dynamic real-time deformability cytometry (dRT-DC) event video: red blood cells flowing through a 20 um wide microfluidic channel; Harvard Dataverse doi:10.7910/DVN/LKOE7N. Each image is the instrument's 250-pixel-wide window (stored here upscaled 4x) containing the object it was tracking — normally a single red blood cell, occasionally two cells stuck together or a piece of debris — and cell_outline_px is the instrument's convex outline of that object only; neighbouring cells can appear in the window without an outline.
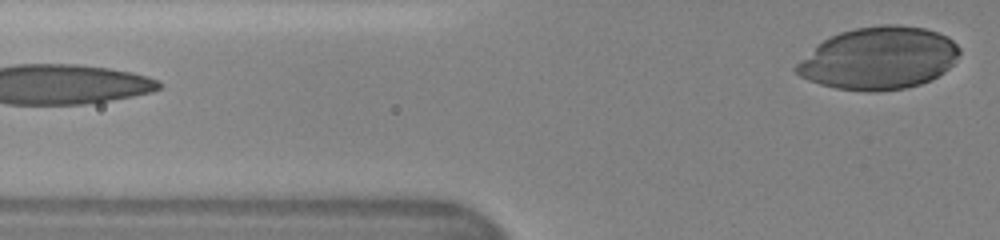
{"species": "human", "species_latin": "Homo sapiens", "temperature_condition": "cold", "stored_images_in_passage": 13, "segment_of_instrument_passage": [2, 2], "camera_frame_rate_fps": 3000, "um_per_image_px": 0.085, "donor": {"sex": "female"}, "frame": {"image": 1, "passage_image": 13, "time_ms": 6.333, "image_size_px": [1000, 240], "cell_outline_px": [[960, 52], [952, 64], [944, 72], [932, 80], [920, 84], [904, 88], [876, 92], [872, 92], [836, 88], [820, 84], [808, 80], [800, 76], [792, 68], [796, 64], [824, 40], [840, 32], [856, 28], [880, 24], [896, 24], [924, 28], [940, 32], [948, 36], [960, 48]], "centroid_in_image_um": [74.73, 4.95], "position_along_channel_um": 51.1, "area_um2": 59.25}}